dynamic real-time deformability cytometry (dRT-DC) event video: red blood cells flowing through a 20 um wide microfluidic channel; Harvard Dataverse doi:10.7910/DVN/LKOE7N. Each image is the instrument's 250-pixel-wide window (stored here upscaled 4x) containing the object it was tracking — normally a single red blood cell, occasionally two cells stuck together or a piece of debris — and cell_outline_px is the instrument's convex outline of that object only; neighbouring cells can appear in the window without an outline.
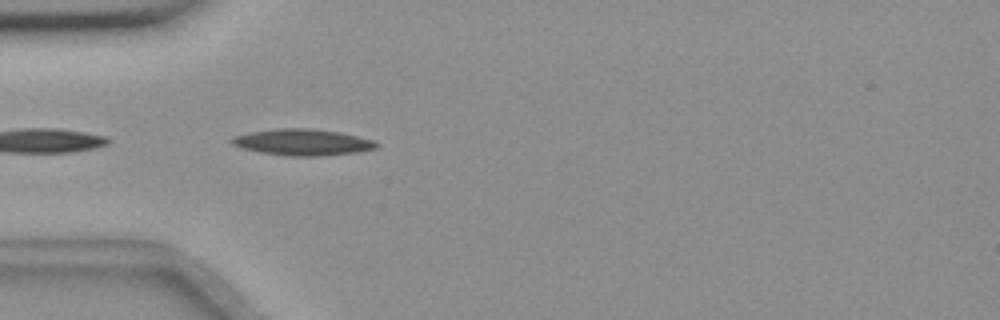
{"species": "common noctule bat (a hibernating species)", "species_latin": "Nyctalus noctula", "temperature_condition": "room temperature", "stored_images_in_passage": 9, "camera_frame_rate_fps": 3000, "um_per_image_px": 0.085, "animal": {"sex": "female", "body_mass_g": 18.4}, "frame": {"image": 1, "passage_image": 2, "time_ms": 0.333, "image_size_px": [1000, 320], "cell_outline_px": [[380, 144], [376, 148], [356, 152], [320, 156], [288, 156], [260, 152], [240, 148], [232, 144], [228, 140], [232, 136], [248, 132], [276, 128], [312, 128], [340, 132], [376, 140]], "centroid_in_image_um": [25.69, 12.08], "position_along_channel_um": 59.3, "area_um2": 22.54}}